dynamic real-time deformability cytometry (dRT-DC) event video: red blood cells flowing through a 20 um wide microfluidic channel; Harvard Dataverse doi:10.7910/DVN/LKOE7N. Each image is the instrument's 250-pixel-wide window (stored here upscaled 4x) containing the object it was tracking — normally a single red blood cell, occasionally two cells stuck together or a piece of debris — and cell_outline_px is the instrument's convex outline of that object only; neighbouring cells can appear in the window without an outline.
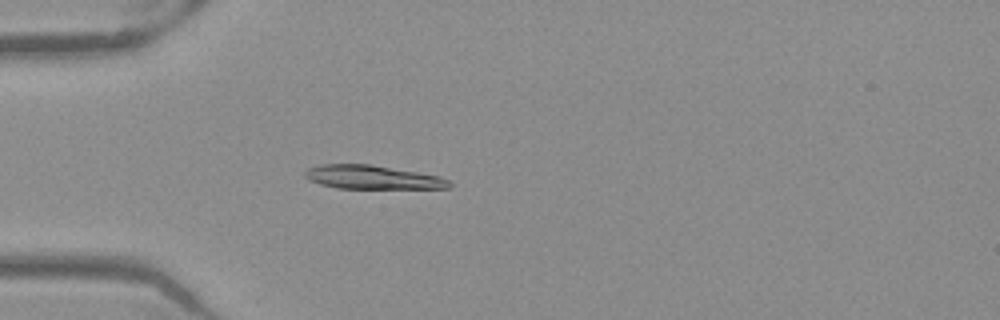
{"species": "Egyptian fruit bat (a non-hibernating species)", "species_latin": "Rousettus aegyptiacus", "temperature_condition": "warm", "stored_images_in_passage": 38, "camera_frame_rate_fps": 3000, "um_per_image_px": 0.085, "frame": {"image": 1, "passage_image": 2, "time_ms": 0.333, "image_size_px": [1000, 320], "cell_outline_px": [[452, 188], [336, 188], [320, 184], [308, 180], [304, 176], [304, 172], [308, 168], [320, 164], [372, 164], [440, 176], [448, 180], [452, 184]], "centroid_in_image_um": [31.64, 15.06], "position_along_channel_um": 53.4, "area_um2": 20.0}}
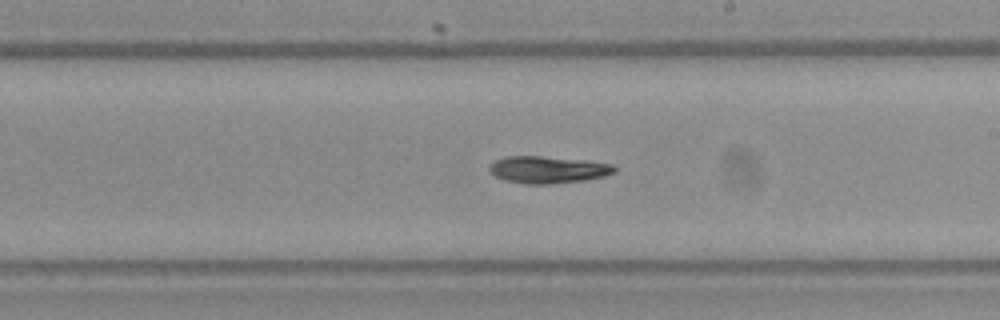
{"frame": {"image": 2, "passage_image": 17, "time_ms": 5.333, "image_size_px": [1000, 320], "cell_outline_px": [[616, 172], [604, 176], [584, 180], [548, 184], [524, 184], [504, 180], [496, 176], [488, 168], [496, 160], [508, 156], [540, 156], [584, 160], [612, 164], [616, 168]], "centroid_in_image_um": [46.59, 14.42], "position_along_channel_um": 242.4, "area_um2": 19.54}}
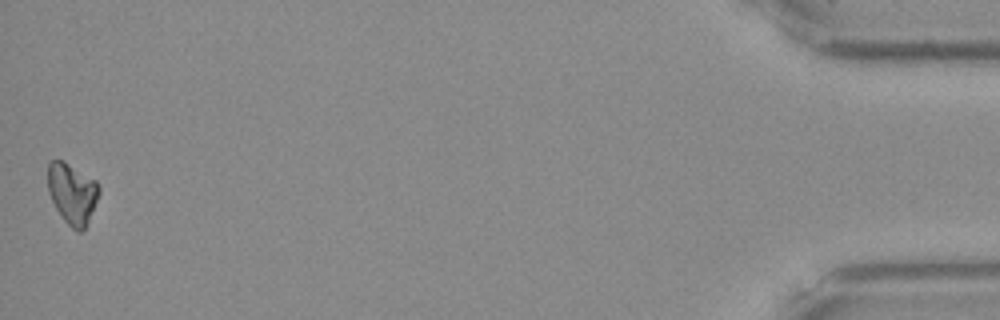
{"frame": {"image": 3, "passage_image": 38, "time_ms": 12.333, "image_size_px": [1000, 320], "cell_outline_px": [[100, 192], [88, 220], [84, 228], [80, 232], [76, 232], [64, 220], [56, 208], [48, 192], [48, 164], [52, 160], [64, 160], [96, 180], [100, 188]], "centroid_in_image_um": [6.13, 16.41], "position_along_channel_um": 429.1, "area_um2": 18.03}, "authors_computed_cell_mechanics": {"area_um2": 19.1607, "velocity_mm_per_s": 3.9763, "shape_relaxation_time_tau1_ms": 7.0767, "shape_relaxation_time_tau2_ms": null, "deformation_change_tau1": 0.1763, "deformation_change_tau2": null}}